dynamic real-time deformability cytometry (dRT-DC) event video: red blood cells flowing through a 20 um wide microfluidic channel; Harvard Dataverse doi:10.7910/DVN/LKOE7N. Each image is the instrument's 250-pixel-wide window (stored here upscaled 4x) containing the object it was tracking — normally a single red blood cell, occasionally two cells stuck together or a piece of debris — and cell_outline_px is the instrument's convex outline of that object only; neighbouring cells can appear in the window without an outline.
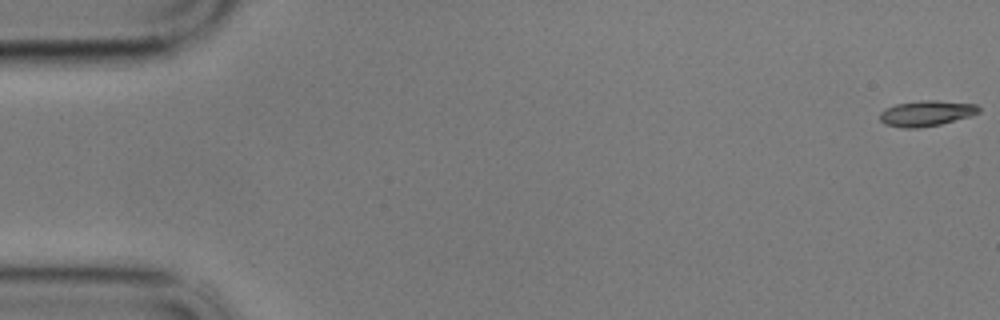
{"species": "common noctule bat (a hibernating species)", "species_latin": "Nyctalus noctula", "temperature_condition": "cold", "stored_images_in_passage": 21, "camera_frame_rate_fps": 3000, "um_per_image_px": 0.085, "animal": {"sex": "male", "body_mass_g": 17.9}, "frame": {"image": 1, "passage_image": 1, "time_ms": 0.0, "image_size_px": [1000, 320], "cell_outline_px": [[980, 112], [972, 116], [940, 124], [916, 128], [904, 128], [884, 124], [880, 120], [880, 112], [884, 108], [896, 104], [920, 100], [936, 100], [976, 104], [980, 108]], "centroid_in_image_um": [78.74, 9.62], "position_along_channel_um": 6.3, "area_um2": 14.85}}
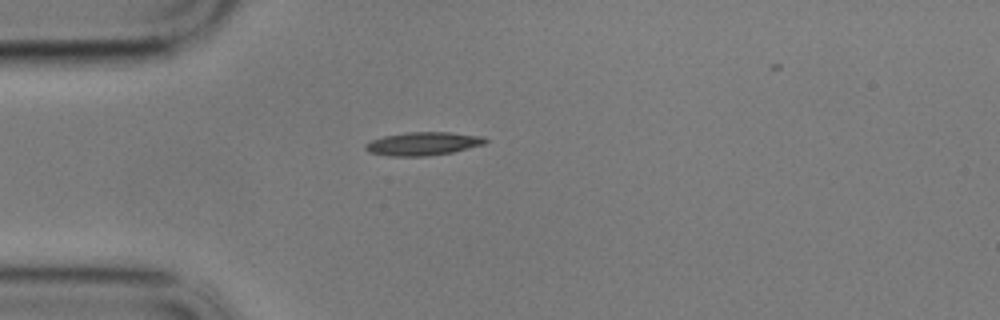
{"frame": {"image": 2, "passage_image": 16, "time_ms": 5.0, "image_size_px": [1000, 320], "cell_outline_px": [[488, 140], [484, 144], [452, 152], [428, 156], [388, 156], [368, 152], [364, 148], [364, 144], [372, 140], [384, 136], [408, 132], [448, 132], [484, 136]], "centroid_in_image_um": [35.94, 12.21], "position_along_channel_um": 49.1, "area_um2": 16.3}}